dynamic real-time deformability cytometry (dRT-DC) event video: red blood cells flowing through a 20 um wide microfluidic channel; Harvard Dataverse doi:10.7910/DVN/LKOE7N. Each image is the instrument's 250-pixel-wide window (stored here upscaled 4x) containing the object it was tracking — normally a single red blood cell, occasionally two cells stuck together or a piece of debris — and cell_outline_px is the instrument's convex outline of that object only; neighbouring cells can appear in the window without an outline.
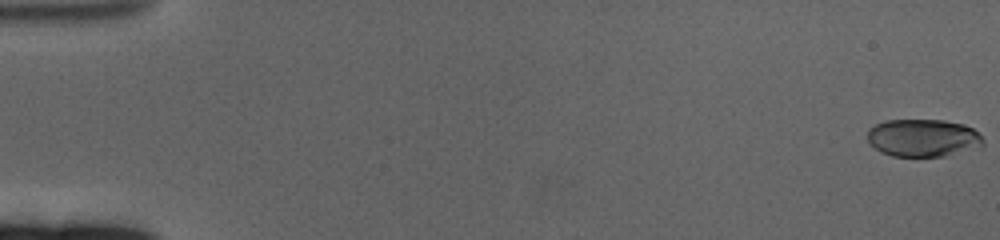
{"species": "human", "species_latin": "Homo sapiens", "temperature_condition": "cold", "stored_images_in_passage": 65, "camera_frame_rate_fps": 3000, "um_per_image_px": 0.085, "donor": {"sex": "female"}, "frame": {"image": 1, "passage_image": 1, "time_ms": 0.0, "image_size_px": [1000, 240], "cell_outline_px": [[984, 144], [980, 148], [944, 156], [892, 156], [880, 152], [868, 140], [868, 128], [884, 120], [944, 120], [964, 124], [972, 128], [984, 140]], "centroid_in_image_um": [78.48, 11.72], "position_along_channel_um": 6.5, "area_um2": 25.49}}
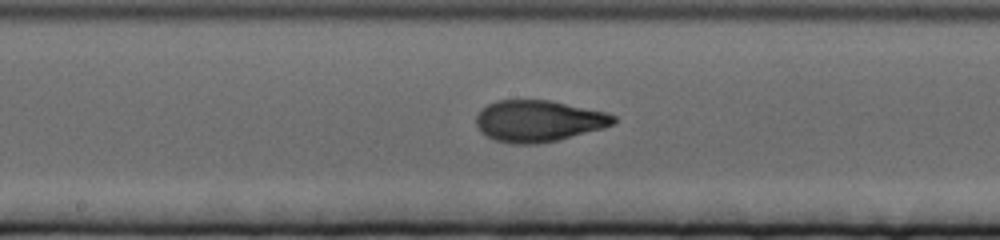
{"frame": {"image": 2, "passage_image": 36, "time_ms": 11.667, "image_size_px": [1000, 240], "cell_outline_px": [[616, 120], [612, 124], [604, 128], [556, 140], [536, 144], [512, 144], [496, 140], [480, 132], [476, 124], [476, 116], [488, 104], [496, 100], [548, 100], [608, 112], [616, 116]], "centroid_in_image_um": [45.78, 10.28], "position_along_channel_um": 202.4, "area_um2": 33.06}}
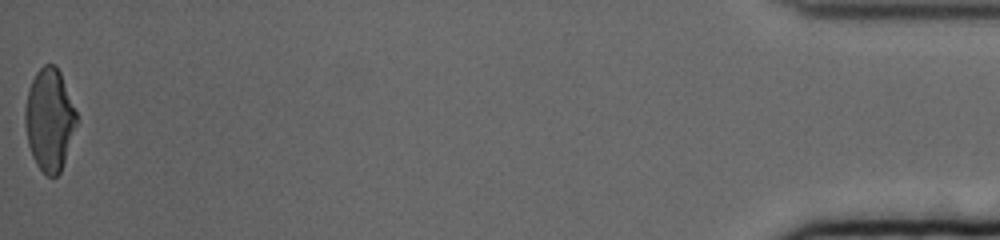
{"frame": {"image": 3, "passage_image": 65, "time_ms": 21.333, "image_size_px": [1000, 240], "cell_outline_px": [[76, 124], [60, 172], [56, 176], [48, 176], [36, 164], [32, 156], [28, 144], [24, 124], [24, 108], [28, 88], [36, 72], [44, 64], [56, 64], [60, 72], [76, 112]], "centroid_in_image_um": [4.16, 10.14], "position_along_channel_um": 431.0, "area_um2": 30.35}, "authors_computed_cell_mechanics": {"area_um2": 31.7322, "velocity_mm_per_s": 3.2923, "shape_relaxation_time_tau1_ms": 5.105, "shape_relaxation_time_tau2_ms": 1.1734, "deformation_change_tau1": 0.1947, "deformation_change_tau2": 0.0726}}